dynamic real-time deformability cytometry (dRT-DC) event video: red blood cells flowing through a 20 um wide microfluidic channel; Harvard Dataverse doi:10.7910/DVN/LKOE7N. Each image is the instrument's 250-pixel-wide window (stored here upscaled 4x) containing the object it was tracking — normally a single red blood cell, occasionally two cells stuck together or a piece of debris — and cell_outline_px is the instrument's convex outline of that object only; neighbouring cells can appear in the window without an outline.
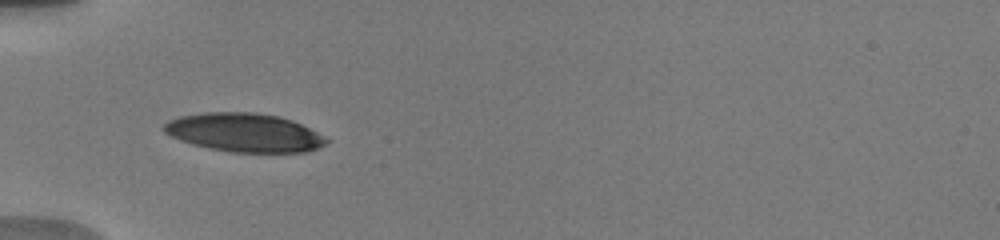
{"species": "human", "species_latin": "Homo sapiens", "temperature_condition": "warm", "stored_images_in_passage": 41, "camera_frame_rate_fps": 3000, "um_per_image_px": 0.085, "donor": {"sex": "male"}, "frame": {"image": 1, "passage_image": 1, "time_ms": 0.0, "image_size_px": [1000, 240], "cell_outline_px": [[332, 140], [308, 152], [232, 152], [208, 148], [192, 144], [180, 140], [164, 132], [160, 128], [168, 120], [180, 116], [204, 112], [256, 112], [280, 116], [292, 120]], "centroid_in_image_um": [20.74, 11.26], "position_along_channel_um": 64.3, "area_um2": 36.65}}
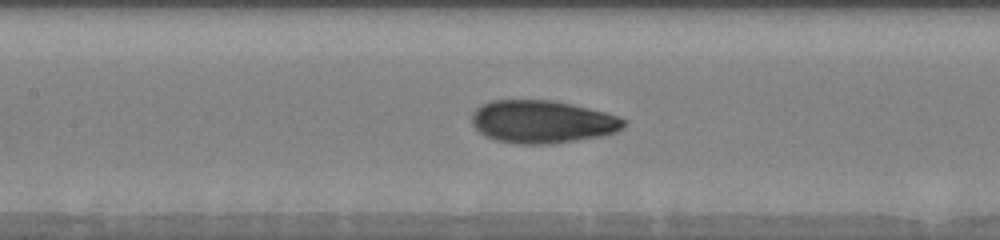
{"frame": {"image": 2, "passage_image": 10, "time_ms": 2.667, "image_size_px": [1000, 240], "cell_outline_px": [[628, 124], [624, 128], [616, 132], [600, 136], [552, 144], [516, 144], [496, 140], [484, 136], [472, 124], [472, 112], [480, 104], [492, 100], [552, 100], [588, 108], [620, 116], [628, 120]], "centroid_in_image_um": [46.1, 10.35], "position_along_channel_um": 161.3, "area_um2": 38.21}}
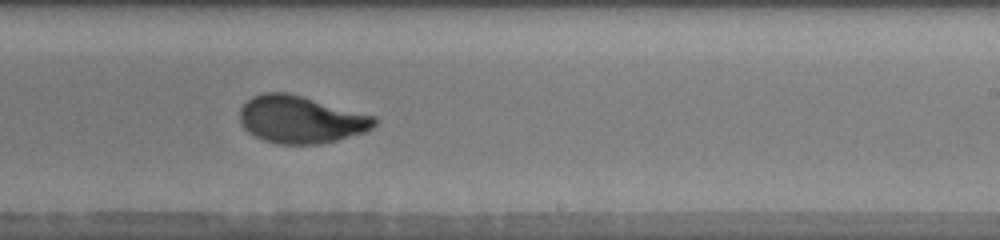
{"frame": {"image": 3, "passage_image": 19, "time_ms": 5.333, "image_size_px": [1000, 240], "cell_outline_px": [[380, 120], [368, 132], [320, 144], [276, 144], [264, 140], [248, 132], [240, 124], [240, 108], [252, 96], [264, 92], [288, 92], [376, 116]], "centroid_in_image_um": [25.59, 10.16], "position_along_channel_um": 263.4, "area_um2": 37.51}, "authors_computed_cell_mechanics": {"area_um2": 37.2232, "velocity_mm_per_s": 3.8471, "shape_relaxation_time_tau1_ms": 4.0719, "shape_relaxation_time_tau2_ms": 0.9737, "deformation_change_tau1": 0.1947, "deformation_change_tau2": 0.0461}}